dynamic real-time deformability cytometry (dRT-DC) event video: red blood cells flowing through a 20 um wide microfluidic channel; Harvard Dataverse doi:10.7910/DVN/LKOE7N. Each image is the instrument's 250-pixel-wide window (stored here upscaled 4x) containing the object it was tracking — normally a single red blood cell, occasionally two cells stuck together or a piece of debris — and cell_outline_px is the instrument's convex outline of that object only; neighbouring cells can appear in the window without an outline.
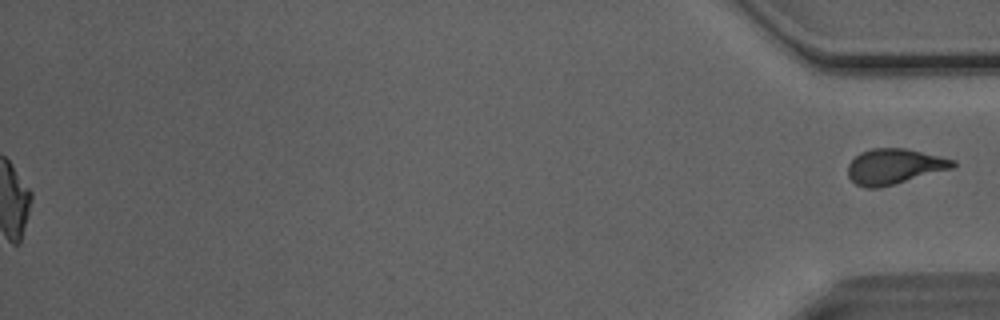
{"species": "Egyptian fruit bat (a non-hibernating species)", "species_latin": "Rousettus aegyptiacus", "temperature_condition": "room temperature", "stored_images_in_passage": 45, "segment_of_instrument_passage": [2, 2], "camera_frame_rate_fps": 3000, "um_per_image_px": 0.085, "animal": {"sex": "male"}, "frame": {"image": 1, "passage_image": 45, "time_ms": 14.667, "image_size_px": [1000, 320], "cell_outline_px": [[956, 168], [880, 188], [864, 188], [856, 184], [848, 176], [848, 164], [860, 152], [872, 148], [904, 148], [940, 156], [956, 160]], "centroid_in_image_um": [76.05, 14.16], "position_along_channel_um": 359.2, "area_um2": 21.91}}